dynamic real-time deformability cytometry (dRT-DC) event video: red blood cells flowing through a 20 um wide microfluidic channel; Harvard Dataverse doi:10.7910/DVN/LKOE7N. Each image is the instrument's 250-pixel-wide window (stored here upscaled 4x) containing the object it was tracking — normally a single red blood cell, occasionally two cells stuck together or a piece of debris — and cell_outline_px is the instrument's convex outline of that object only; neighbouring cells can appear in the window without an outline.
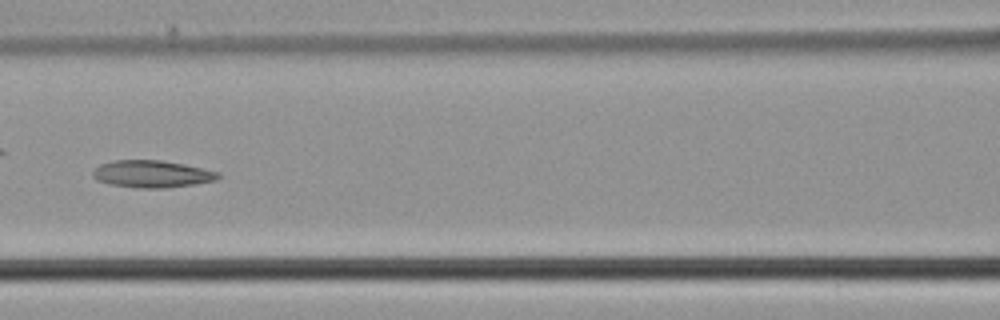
{"species": "common noctule bat (a hibernating species)", "species_latin": "Nyctalus noctula", "temperature_condition": "cold", "stored_images_in_passage": 37, "camera_frame_rate_fps": 3000, "um_per_image_px": 0.085, "animal": {"sex": "male", "body_mass_g": 21.5, "forearm_length_mm": 52.0}, "frame": {"image": 1, "passage_image": 11, "time_ms": 3.333, "image_size_px": [1000, 320], "cell_outline_px": [[220, 176], [216, 180], [192, 184], [164, 188], [140, 188], [108, 184], [96, 180], [92, 176], [92, 172], [100, 164], [112, 160], [160, 160], [184, 164], [220, 172]], "centroid_in_image_um": [12.88, 14.78], "position_along_channel_um": 153.7, "area_um2": 19.83}}